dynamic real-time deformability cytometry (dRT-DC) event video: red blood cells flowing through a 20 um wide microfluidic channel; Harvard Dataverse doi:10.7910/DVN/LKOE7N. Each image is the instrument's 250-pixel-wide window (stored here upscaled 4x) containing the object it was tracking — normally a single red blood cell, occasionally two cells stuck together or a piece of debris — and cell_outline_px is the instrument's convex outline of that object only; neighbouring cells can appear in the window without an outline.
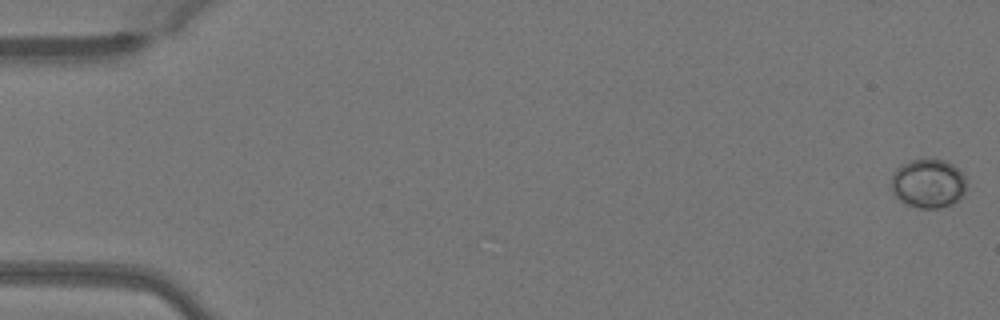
{"species": "Egyptian fruit bat (a non-hibernating species)", "species_latin": "Rousettus aegyptiacus", "temperature_condition": "warm", "stored_images_in_passage": 52, "camera_frame_rate_fps": 3000, "um_per_image_px": 0.085, "animal": {"sex": "female"}, "frame": {"image": 1, "passage_image": 1, "time_ms": 0.0, "image_size_px": [1000, 320], "cell_outline_px": [[964, 196], [952, 204], [940, 208], [920, 208], [908, 204], [900, 200], [892, 192], [892, 172], [900, 164], [912, 160], [944, 160], [952, 164], [964, 176]], "centroid_in_image_um": [78.87, 15.6], "position_along_channel_um": 6.1, "area_um2": 21.27}}
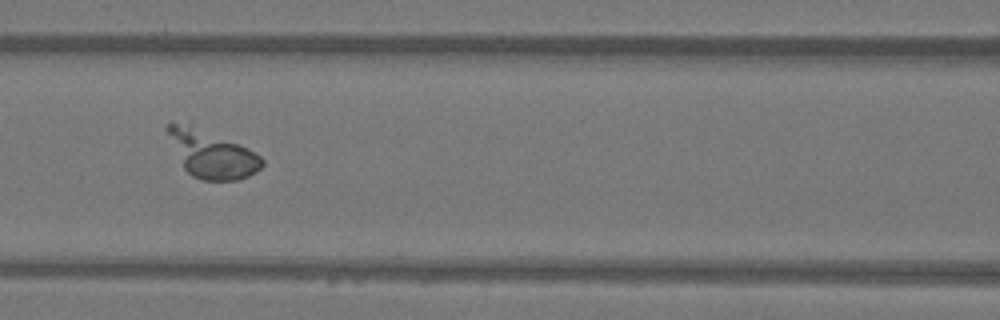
{"frame": {"image": 2, "passage_image": 23, "time_ms": 7.333, "image_size_px": [1000, 320], "cell_outline_px": [[264, 164], [256, 172], [248, 176], [236, 180], [204, 180], [192, 176], [184, 168], [164, 128], [172, 120], [192, 124], [248, 148], [260, 156], [264, 160]], "centroid_in_image_um": [17.96, 13.06], "position_along_channel_um": 148.6, "area_um2": 26.01}}
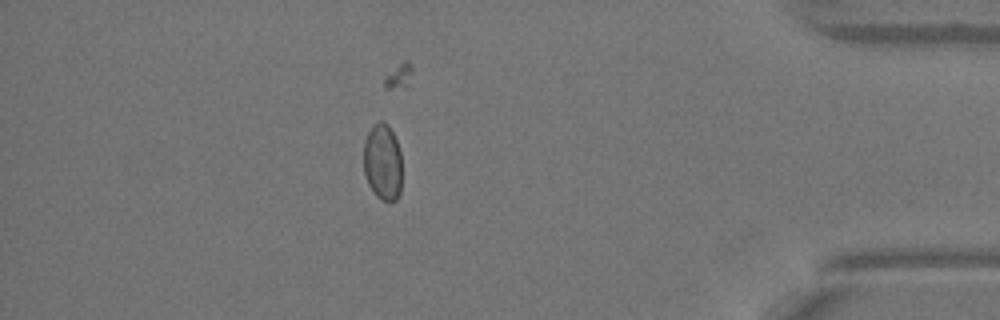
{"frame": {"image": 3, "passage_image": 45, "time_ms": 14.667, "image_size_px": [1000, 320], "cell_outline_px": [[400, 192], [396, 200], [380, 200], [376, 196], [368, 184], [364, 172], [364, 140], [372, 124], [380, 120], [384, 120], [388, 124], [396, 140], [400, 152]], "centroid_in_image_um": [32.5, 13.74], "position_along_channel_um": 402.7, "area_um2": 17.11}}